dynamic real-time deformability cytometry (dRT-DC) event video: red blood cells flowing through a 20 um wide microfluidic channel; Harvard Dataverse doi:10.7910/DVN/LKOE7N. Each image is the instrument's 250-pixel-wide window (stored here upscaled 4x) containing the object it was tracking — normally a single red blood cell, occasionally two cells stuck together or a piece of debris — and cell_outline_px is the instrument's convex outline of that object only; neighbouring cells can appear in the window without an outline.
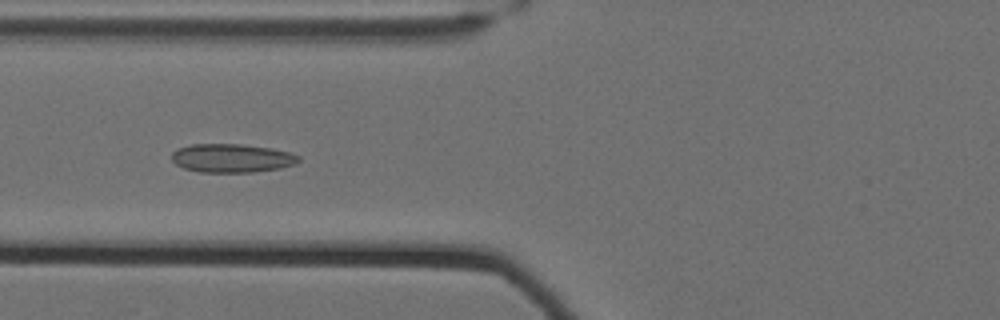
{"species": "Egyptian fruit bat (a non-hibernating species)", "species_latin": "Rousettus aegyptiacus", "temperature_condition": "cold", "stored_images_in_passage": 62, "camera_frame_rate_fps": 3000, "um_per_image_px": 0.085, "animal": {"sex": "female"}, "frame": {"image": 1, "passage_image": 28, "time_ms": 9.0, "image_size_px": [1000, 320], "cell_outline_px": [[300, 160], [296, 164], [280, 168], [252, 172], [200, 172], [184, 168], [176, 164], [172, 160], [172, 152], [176, 148], [192, 144], [240, 144], [272, 148], [288, 152], [300, 156]], "centroid_in_image_um": [19.7, 13.44], "position_along_channel_um": 106.1, "area_um2": 21.21}}
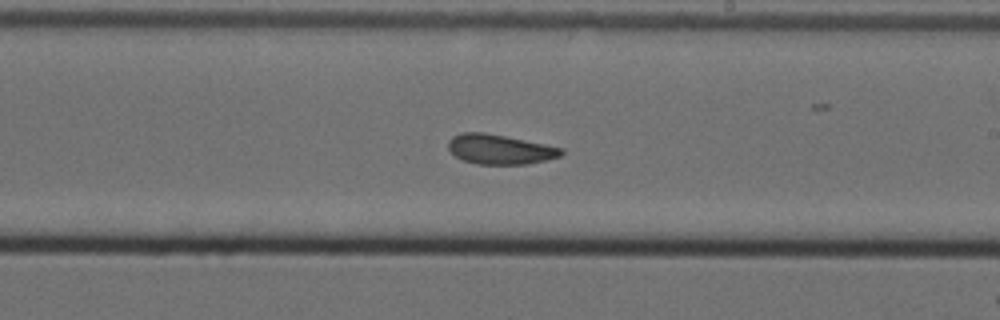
{"frame": {"image": 2, "passage_image": 40, "time_ms": 13.0, "image_size_px": [1000, 320], "cell_outline_px": [[564, 152], [560, 156], [528, 164], [476, 164], [464, 160], [456, 156], [448, 148], [448, 140], [452, 136], [460, 132], [484, 132], [564, 148]], "centroid_in_image_um": [42.46, 12.68], "position_along_channel_um": 246.5, "area_um2": 19.48}}
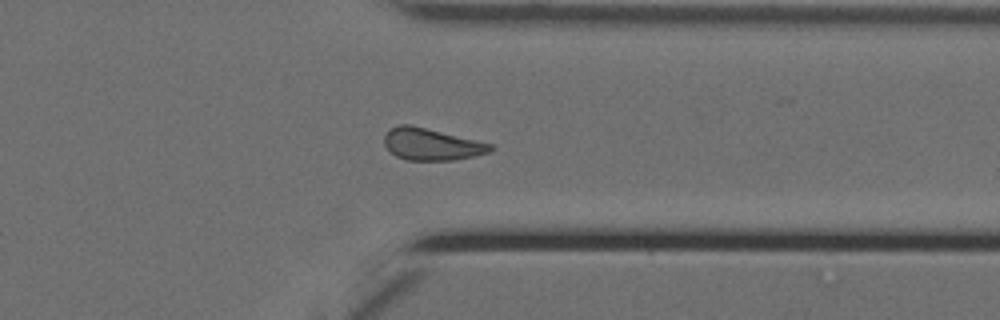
{"frame": {"image": 3, "passage_image": 51, "time_ms": 16.667, "image_size_px": [1000, 320], "cell_outline_px": [[492, 148], [488, 152], [472, 156], [452, 160], [408, 160], [396, 156], [384, 144], [384, 136], [392, 128], [400, 124], [408, 124], [492, 144]], "centroid_in_image_um": [36.64, 12.27], "position_along_channel_um": 374.8, "area_um2": 19.13}, "authors_computed_cell_mechanics": {"area_um2": 20.4034, "velocity_mm_per_s": 3.4883, "shape_relaxation_time_tau1_ms": null, "shape_relaxation_time_tau2_ms": 2.6327, "deformation_change_tau1": null, "deformation_change_tau2": 0.0956}}